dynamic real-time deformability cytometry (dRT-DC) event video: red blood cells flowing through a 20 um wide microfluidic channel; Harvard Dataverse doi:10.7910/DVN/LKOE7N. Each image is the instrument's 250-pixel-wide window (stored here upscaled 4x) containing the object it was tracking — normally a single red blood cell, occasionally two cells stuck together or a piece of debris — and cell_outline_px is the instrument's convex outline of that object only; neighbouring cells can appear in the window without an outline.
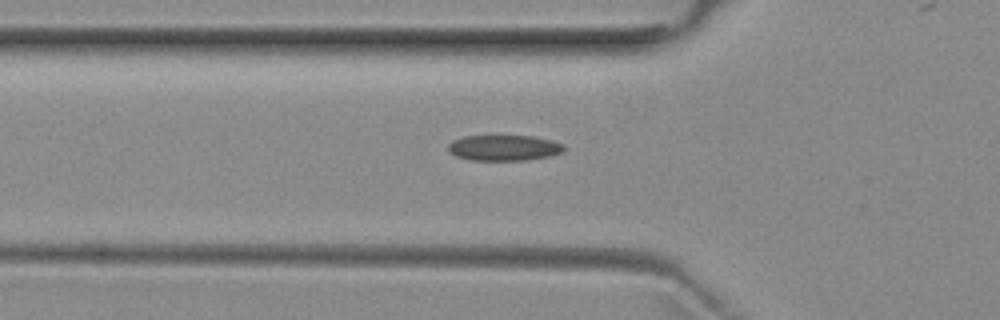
{"species": "common noctule bat (a hibernating species)", "species_latin": "Nyctalus noctula", "temperature_condition": "room temperature", "stored_images_in_passage": 39, "camera_frame_rate_fps": 3000, "um_per_image_px": 0.085, "animal": {"sex": "female", "body_mass_g": 29.2, "forearm_length_mm": 56.3}, "frame": {"image": 1, "passage_image": 4, "time_ms": 1.0, "image_size_px": [1000, 320], "cell_outline_px": [[564, 152], [548, 156], [524, 160], [472, 160], [456, 156], [448, 148], [448, 144], [452, 140], [464, 136], [532, 136], [552, 140], [564, 144]], "centroid_in_image_um": [42.85, 12.56], "position_along_channel_um": 82.9, "area_um2": 17.22}}
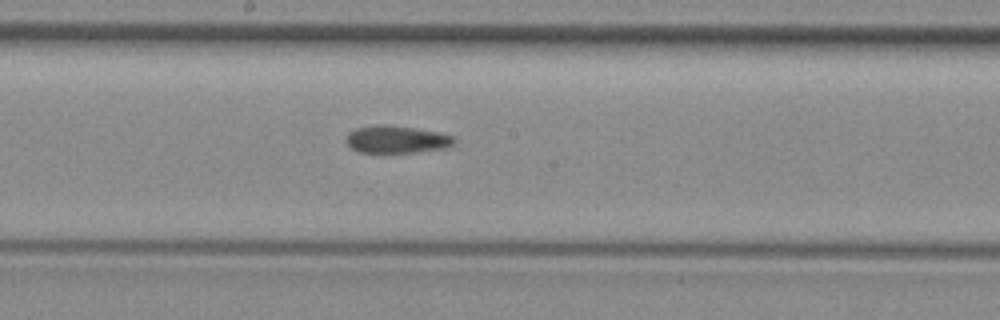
{"frame": {"image": 2, "passage_image": 14, "time_ms": 4.333, "image_size_px": [1000, 320], "cell_outline_px": [[456, 144], [444, 148], [412, 152], [360, 152], [352, 148], [348, 144], [348, 132], [356, 128], [380, 124], [384, 124], [440, 132], [456, 136]], "centroid_in_image_um": [33.77, 11.84], "position_along_channel_um": 214.4, "area_um2": 17.11}}
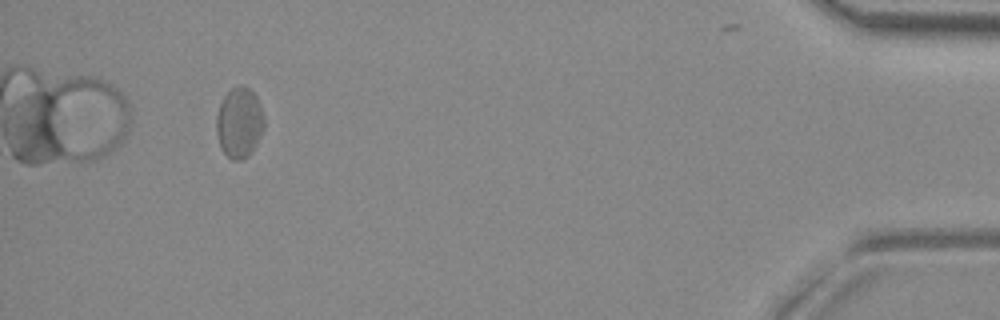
{"frame": {"image": 3, "passage_image": 35, "time_ms": 11.333, "image_size_px": [1000, 320], "cell_outline_px": [[264, 128], [252, 152], [248, 156], [240, 160], [232, 160], [220, 148], [216, 132], [216, 116], [220, 104], [224, 96], [232, 88], [240, 84], [244, 84], [256, 96], [264, 116]], "centroid_in_image_um": [20.33, 10.43], "position_along_channel_um": 414.9, "area_um2": 19.65}, "authors_computed_cell_mechanics": {"area_um2": 18.3226, "velocity_mm_per_s": 3.9333, "shape_relaxation_time_tau1_ms": null, "shape_relaxation_time_tau2_ms": 4.6688, "deformation_change_tau1": null, "deformation_change_tau2": 0.1148}}